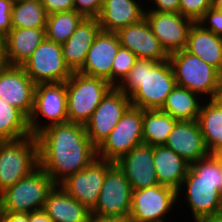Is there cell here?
I'll list each match as a JSON object with an SVG mask.
<instances>
[{
    "label": "cell",
    "mask_w": 222,
    "mask_h": 222,
    "mask_svg": "<svg viewBox=\"0 0 222 222\" xmlns=\"http://www.w3.org/2000/svg\"><path fill=\"white\" fill-rule=\"evenodd\" d=\"M39 166L56 185L85 169L95 158L97 148L91 143L85 125L65 122L47 126L36 135Z\"/></svg>",
    "instance_id": "obj_1"
},
{
    "label": "cell",
    "mask_w": 222,
    "mask_h": 222,
    "mask_svg": "<svg viewBox=\"0 0 222 222\" xmlns=\"http://www.w3.org/2000/svg\"><path fill=\"white\" fill-rule=\"evenodd\" d=\"M175 86L169 59L162 62L138 59L117 88L130 97L131 106L160 110Z\"/></svg>",
    "instance_id": "obj_2"
},
{
    "label": "cell",
    "mask_w": 222,
    "mask_h": 222,
    "mask_svg": "<svg viewBox=\"0 0 222 222\" xmlns=\"http://www.w3.org/2000/svg\"><path fill=\"white\" fill-rule=\"evenodd\" d=\"M186 189L185 203L188 204L194 222L208 220L222 211V174L218 152L190 164L180 190Z\"/></svg>",
    "instance_id": "obj_3"
},
{
    "label": "cell",
    "mask_w": 222,
    "mask_h": 222,
    "mask_svg": "<svg viewBox=\"0 0 222 222\" xmlns=\"http://www.w3.org/2000/svg\"><path fill=\"white\" fill-rule=\"evenodd\" d=\"M176 85L213 100L222 74L185 49L169 54ZM205 96V97H202Z\"/></svg>",
    "instance_id": "obj_4"
},
{
    "label": "cell",
    "mask_w": 222,
    "mask_h": 222,
    "mask_svg": "<svg viewBox=\"0 0 222 222\" xmlns=\"http://www.w3.org/2000/svg\"><path fill=\"white\" fill-rule=\"evenodd\" d=\"M56 184L40 166L15 185L0 193V209L12 213L43 210Z\"/></svg>",
    "instance_id": "obj_5"
},
{
    "label": "cell",
    "mask_w": 222,
    "mask_h": 222,
    "mask_svg": "<svg viewBox=\"0 0 222 222\" xmlns=\"http://www.w3.org/2000/svg\"><path fill=\"white\" fill-rule=\"evenodd\" d=\"M68 121L85 125L113 86L102 78L79 72L66 80Z\"/></svg>",
    "instance_id": "obj_6"
},
{
    "label": "cell",
    "mask_w": 222,
    "mask_h": 222,
    "mask_svg": "<svg viewBox=\"0 0 222 222\" xmlns=\"http://www.w3.org/2000/svg\"><path fill=\"white\" fill-rule=\"evenodd\" d=\"M39 167L36 136L0 141V193Z\"/></svg>",
    "instance_id": "obj_7"
},
{
    "label": "cell",
    "mask_w": 222,
    "mask_h": 222,
    "mask_svg": "<svg viewBox=\"0 0 222 222\" xmlns=\"http://www.w3.org/2000/svg\"><path fill=\"white\" fill-rule=\"evenodd\" d=\"M41 117L46 122L39 121ZM65 122H68L65 82L36 84L33 110L28 117L30 134L36 136L47 126Z\"/></svg>",
    "instance_id": "obj_8"
},
{
    "label": "cell",
    "mask_w": 222,
    "mask_h": 222,
    "mask_svg": "<svg viewBox=\"0 0 222 222\" xmlns=\"http://www.w3.org/2000/svg\"><path fill=\"white\" fill-rule=\"evenodd\" d=\"M143 109L130 106L109 136L97 148V157L116 163L134 147L143 143Z\"/></svg>",
    "instance_id": "obj_9"
},
{
    "label": "cell",
    "mask_w": 222,
    "mask_h": 222,
    "mask_svg": "<svg viewBox=\"0 0 222 222\" xmlns=\"http://www.w3.org/2000/svg\"><path fill=\"white\" fill-rule=\"evenodd\" d=\"M21 67L35 84L66 82L73 74L63 57L61 44L47 38Z\"/></svg>",
    "instance_id": "obj_10"
},
{
    "label": "cell",
    "mask_w": 222,
    "mask_h": 222,
    "mask_svg": "<svg viewBox=\"0 0 222 222\" xmlns=\"http://www.w3.org/2000/svg\"><path fill=\"white\" fill-rule=\"evenodd\" d=\"M177 203L178 192L171 187L157 184L132 190L129 218L131 222H165Z\"/></svg>",
    "instance_id": "obj_11"
},
{
    "label": "cell",
    "mask_w": 222,
    "mask_h": 222,
    "mask_svg": "<svg viewBox=\"0 0 222 222\" xmlns=\"http://www.w3.org/2000/svg\"><path fill=\"white\" fill-rule=\"evenodd\" d=\"M114 164L97 157L85 169L68 176L59 185L91 212L97 205L106 172Z\"/></svg>",
    "instance_id": "obj_12"
},
{
    "label": "cell",
    "mask_w": 222,
    "mask_h": 222,
    "mask_svg": "<svg viewBox=\"0 0 222 222\" xmlns=\"http://www.w3.org/2000/svg\"><path fill=\"white\" fill-rule=\"evenodd\" d=\"M132 189L125 174L114 164L105 175L96 207L92 215L101 217H129Z\"/></svg>",
    "instance_id": "obj_13"
},
{
    "label": "cell",
    "mask_w": 222,
    "mask_h": 222,
    "mask_svg": "<svg viewBox=\"0 0 222 222\" xmlns=\"http://www.w3.org/2000/svg\"><path fill=\"white\" fill-rule=\"evenodd\" d=\"M130 106V97L117 87L107 93L85 124L87 136L96 148L109 136Z\"/></svg>",
    "instance_id": "obj_14"
},
{
    "label": "cell",
    "mask_w": 222,
    "mask_h": 222,
    "mask_svg": "<svg viewBox=\"0 0 222 222\" xmlns=\"http://www.w3.org/2000/svg\"><path fill=\"white\" fill-rule=\"evenodd\" d=\"M145 18L168 55L185 49L194 21L180 13L158 11H145Z\"/></svg>",
    "instance_id": "obj_15"
},
{
    "label": "cell",
    "mask_w": 222,
    "mask_h": 222,
    "mask_svg": "<svg viewBox=\"0 0 222 222\" xmlns=\"http://www.w3.org/2000/svg\"><path fill=\"white\" fill-rule=\"evenodd\" d=\"M35 87L21 66L7 65L0 71V99L15 106L27 118L33 110Z\"/></svg>",
    "instance_id": "obj_16"
},
{
    "label": "cell",
    "mask_w": 222,
    "mask_h": 222,
    "mask_svg": "<svg viewBox=\"0 0 222 222\" xmlns=\"http://www.w3.org/2000/svg\"><path fill=\"white\" fill-rule=\"evenodd\" d=\"M116 34L120 45L129 49L138 59L162 62L169 58L145 17L119 30Z\"/></svg>",
    "instance_id": "obj_17"
},
{
    "label": "cell",
    "mask_w": 222,
    "mask_h": 222,
    "mask_svg": "<svg viewBox=\"0 0 222 222\" xmlns=\"http://www.w3.org/2000/svg\"><path fill=\"white\" fill-rule=\"evenodd\" d=\"M120 46L116 33L101 30L89 48L83 66L77 72L102 78L111 84L113 60Z\"/></svg>",
    "instance_id": "obj_18"
},
{
    "label": "cell",
    "mask_w": 222,
    "mask_h": 222,
    "mask_svg": "<svg viewBox=\"0 0 222 222\" xmlns=\"http://www.w3.org/2000/svg\"><path fill=\"white\" fill-rule=\"evenodd\" d=\"M125 174L132 190L159 184L153 162V146L142 143L115 163Z\"/></svg>",
    "instance_id": "obj_19"
},
{
    "label": "cell",
    "mask_w": 222,
    "mask_h": 222,
    "mask_svg": "<svg viewBox=\"0 0 222 222\" xmlns=\"http://www.w3.org/2000/svg\"><path fill=\"white\" fill-rule=\"evenodd\" d=\"M164 146L173 150L188 164L210 154L197 120L177 121Z\"/></svg>",
    "instance_id": "obj_20"
},
{
    "label": "cell",
    "mask_w": 222,
    "mask_h": 222,
    "mask_svg": "<svg viewBox=\"0 0 222 222\" xmlns=\"http://www.w3.org/2000/svg\"><path fill=\"white\" fill-rule=\"evenodd\" d=\"M136 0H104L97 17L102 31L117 33L145 17L143 5Z\"/></svg>",
    "instance_id": "obj_21"
},
{
    "label": "cell",
    "mask_w": 222,
    "mask_h": 222,
    "mask_svg": "<svg viewBox=\"0 0 222 222\" xmlns=\"http://www.w3.org/2000/svg\"><path fill=\"white\" fill-rule=\"evenodd\" d=\"M100 31L97 18H85L68 40L61 44L63 57L73 72L83 66L87 52Z\"/></svg>",
    "instance_id": "obj_22"
},
{
    "label": "cell",
    "mask_w": 222,
    "mask_h": 222,
    "mask_svg": "<svg viewBox=\"0 0 222 222\" xmlns=\"http://www.w3.org/2000/svg\"><path fill=\"white\" fill-rule=\"evenodd\" d=\"M45 38L46 28H12L3 38L7 64L22 66Z\"/></svg>",
    "instance_id": "obj_23"
},
{
    "label": "cell",
    "mask_w": 222,
    "mask_h": 222,
    "mask_svg": "<svg viewBox=\"0 0 222 222\" xmlns=\"http://www.w3.org/2000/svg\"><path fill=\"white\" fill-rule=\"evenodd\" d=\"M153 162L159 185L176 190L179 200L182 193L180 187L188 173L190 164L164 145L153 147Z\"/></svg>",
    "instance_id": "obj_24"
},
{
    "label": "cell",
    "mask_w": 222,
    "mask_h": 222,
    "mask_svg": "<svg viewBox=\"0 0 222 222\" xmlns=\"http://www.w3.org/2000/svg\"><path fill=\"white\" fill-rule=\"evenodd\" d=\"M185 50L200 57L222 74V37L194 22L190 28Z\"/></svg>",
    "instance_id": "obj_25"
},
{
    "label": "cell",
    "mask_w": 222,
    "mask_h": 222,
    "mask_svg": "<svg viewBox=\"0 0 222 222\" xmlns=\"http://www.w3.org/2000/svg\"><path fill=\"white\" fill-rule=\"evenodd\" d=\"M53 222H89L91 212L60 185L49 192L43 209Z\"/></svg>",
    "instance_id": "obj_26"
},
{
    "label": "cell",
    "mask_w": 222,
    "mask_h": 222,
    "mask_svg": "<svg viewBox=\"0 0 222 222\" xmlns=\"http://www.w3.org/2000/svg\"><path fill=\"white\" fill-rule=\"evenodd\" d=\"M202 100L198 94L176 85L160 110L177 121H195L200 113Z\"/></svg>",
    "instance_id": "obj_27"
},
{
    "label": "cell",
    "mask_w": 222,
    "mask_h": 222,
    "mask_svg": "<svg viewBox=\"0 0 222 222\" xmlns=\"http://www.w3.org/2000/svg\"><path fill=\"white\" fill-rule=\"evenodd\" d=\"M205 100L200 108L197 122L208 151L215 153L222 148V108L213 100L207 98Z\"/></svg>",
    "instance_id": "obj_28"
},
{
    "label": "cell",
    "mask_w": 222,
    "mask_h": 222,
    "mask_svg": "<svg viewBox=\"0 0 222 222\" xmlns=\"http://www.w3.org/2000/svg\"><path fill=\"white\" fill-rule=\"evenodd\" d=\"M177 120L161 110H143V143L151 146L165 145Z\"/></svg>",
    "instance_id": "obj_29"
},
{
    "label": "cell",
    "mask_w": 222,
    "mask_h": 222,
    "mask_svg": "<svg viewBox=\"0 0 222 222\" xmlns=\"http://www.w3.org/2000/svg\"><path fill=\"white\" fill-rule=\"evenodd\" d=\"M47 18L41 0H24L12 6V28H46Z\"/></svg>",
    "instance_id": "obj_30"
},
{
    "label": "cell",
    "mask_w": 222,
    "mask_h": 222,
    "mask_svg": "<svg viewBox=\"0 0 222 222\" xmlns=\"http://www.w3.org/2000/svg\"><path fill=\"white\" fill-rule=\"evenodd\" d=\"M31 136L28 118L15 106L0 99V141Z\"/></svg>",
    "instance_id": "obj_31"
},
{
    "label": "cell",
    "mask_w": 222,
    "mask_h": 222,
    "mask_svg": "<svg viewBox=\"0 0 222 222\" xmlns=\"http://www.w3.org/2000/svg\"><path fill=\"white\" fill-rule=\"evenodd\" d=\"M84 19L75 10L50 14L47 18L46 38L55 43L63 44Z\"/></svg>",
    "instance_id": "obj_32"
},
{
    "label": "cell",
    "mask_w": 222,
    "mask_h": 222,
    "mask_svg": "<svg viewBox=\"0 0 222 222\" xmlns=\"http://www.w3.org/2000/svg\"><path fill=\"white\" fill-rule=\"evenodd\" d=\"M137 60L138 58L134 53L120 46L111 70V85L113 87H117L124 80Z\"/></svg>",
    "instance_id": "obj_33"
},
{
    "label": "cell",
    "mask_w": 222,
    "mask_h": 222,
    "mask_svg": "<svg viewBox=\"0 0 222 222\" xmlns=\"http://www.w3.org/2000/svg\"><path fill=\"white\" fill-rule=\"evenodd\" d=\"M212 7V0H180L179 13L197 22Z\"/></svg>",
    "instance_id": "obj_34"
},
{
    "label": "cell",
    "mask_w": 222,
    "mask_h": 222,
    "mask_svg": "<svg viewBox=\"0 0 222 222\" xmlns=\"http://www.w3.org/2000/svg\"><path fill=\"white\" fill-rule=\"evenodd\" d=\"M204 29L222 37V11L210 7L197 21Z\"/></svg>",
    "instance_id": "obj_35"
},
{
    "label": "cell",
    "mask_w": 222,
    "mask_h": 222,
    "mask_svg": "<svg viewBox=\"0 0 222 222\" xmlns=\"http://www.w3.org/2000/svg\"><path fill=\"white\" fill-rule=\"evenodd\" d=\"M104 0H74V10L84 18H97Z\"/></svg>",
    "instance_id": "obj_36"
},
{
    "label": "cell",
    "mask_w": 222,
    "mask_h": 222,
    "mask_svg": "<svg viewBox=\"0 0 222 222\" xmlns=\"http://www.w3.org/2000/svg\"><path fill=\"white\" fill-rule=\"evenodd\" d=\"M13 3L9 0H0V38H4L12 29L11 10Z\"/></svg>",
    "instance_id": "obj_37"
},
{
    "label": "cell",
    "mask_w": 222,
    "mask_h": 222,
    "mask_svg": "<svg viewBox=\"0 0 222 222\" xmlns=\"http://www.w3.org/2000/svg\"><path fill=\"white\" fill-rule=\"evenodd\" d=\"M47 14L74 10V0H41Z\"/></svg>",
    "instance_id": "obj_38"
},
{
    "label": "cell",
    "mask_w": 222,
    "mask_h": 222,
    "mask_svg": "<svg viewBox=\"0 0 222 222\" xmlns=\"http://www.w3.org/2000/svg\"><path fill=\"white\" fill-rule=\"evenodd\" d=\"M153 1L151 10L146 9L145 11H158L168 13H179L180 0H151Z\"/></svg>",
    "instance_id": "obj_39"
},
{
    "label": "cell",
    "mask_w": 222,
    "mask_h": 222,
    "mask_svg": "<svg viewBox=\"0 0 222 222\" xmlns=\"http://www.w3.org/2000/svg\"><path fill=\"white\" fill-rule=\"evenodd\" d=\"M2 222H29V213L2 211Z\"/></svg>",
    "instance_id": "obj_40"
},
{
    "label": "cell",
    "mask_w": 222,
    "mask_h": 222,
    "mask_svg": "<svg viewBox=\"0 0 222 222\" xmlns=\"http://www.w3.org/2000/svg\"><path fill=\"white\" fill-rule=\"evenodd\" d=\"M89 222H131L129 217H101L90 215Z\"/></svg>",
    "instance_id": "obj_41"
},
{
    "label": "cell",
    "mask_w": 222,
    "mask_h": 222,
    "mask_svg": "<svg viewBox=\"0 0 222 222\" xmlns=\"http://www.w3.org/2000/svg\"><path fill=\"white\" fill-rule=\"evenodd\" d=\"M29 222H53L44 210L29 213Z\"/></svg>",
    "instance_id": "obj_42"
},
{
    "label": "cell",
    "mask_w": 222,
    "mask_h": 222,
    "mask_svg": "<svg viewBox=\"0 0 222 222\" xmlns=\"http://www.w3.org/2000/svg\"><path fill=\"white\" fill-rule=\"evenodd\" d=\"M7 65L4 41L2 38H0V71L3 70Z\"/></svg>",
    "instance_id": "obj_43"
},
{
    "label": "cell",
    "mask_w": 222,
    "mask_h": 222,
    "mask_svg": "<svg viewBox=\"0 0 222 222\" xmlns=\"http://www.w3.org/2000/svg\"><path fill=\"white\" fill-rule=\"evenodd\" d=\"M213 101L222 108V77L220 79Z\"/></svg>",
    "instance_id": "obj_44"
},
{
    "label": "cell",
    "mask_w": 222,
    "mask_h": 222,
    "mask_svg": "<svg viewBox=\"0 0 222 222\" xmlns=\"http://www.w3.org/2000/svg\"><path fill=\"white\" fill-rule=\"evenodd\" d=\"M210 222H222V211L218 212L216 215L208 219Z\"/></svg>",
    "instance_id": "obj_45"
},
{
    "label": "cell",
    "mask_w": 222,
    "mask_h": 222,
    "mask_svg": "<svg viewBox=\"0 0 222 222\" xmlns=\"http://www.w3.org/2000/svg\"><path fill=\"white\" fill-rule=\"evenodd\" d=\"M212 7L222 11V0H212Z\"/></svg>",
    "instance_id": "obj_46"
},
{
    "label": "cell",
    "mask_w": 222,
    "mask_h": 222,
    "mask_svg": "<svg viewBox=\"0 0 222 222\" xmlns=\"http://www.w3.org/2000/svg\"><path fill=\"white\" fill-rule=\"evenodd\" d=\"M218 162H219V167L222 174V155L219 152H218Z\"/></svg>",
    "instance_id": "obj_47"
},
{
    "label": "cell",
    "mask_w": 222,
    "mask_h": 222,
    "mask_svg": "<svg viewBox=\"0 0 222 222\" xmlns=\"http://www.w3.org/2000/svg\"><path fill=\"white\" fill-rule=\"evenodd\" d=\"M9 1H11L14 4V3H17V2H22L24 0H9Z\"/></svg>",
    "instance_id": "obj_48"
},
{
    "label": "cell",
    "mask_w": 222,
    "mask_h": 222,
    "mask_svg": "<svg viewBox=\"0 0 222 222\" xmlns=\"http://www.w3.org/2000/svg\"><path fill=\"white\" fill-rule=\"evenodd\" d=\"M0 222H2V211L0 209Z\"/></svg>",
    "instance_id": "obj_49"
},
{
    "label": "cell",
    "mask_w": 222,
    "mask_h": 222,
    "mask_svg": "<svg viewBox=\"0 0 222 222\" xmlns=\"http://www.w3.org/2000/svg\"><path fill=\"white\" fill-rule=\"evenodd\" d=\"M196 222H210L209 220H200V221H196Z\"/></svg>",
    "instance_id": "obj_50"
}]
</instances>
